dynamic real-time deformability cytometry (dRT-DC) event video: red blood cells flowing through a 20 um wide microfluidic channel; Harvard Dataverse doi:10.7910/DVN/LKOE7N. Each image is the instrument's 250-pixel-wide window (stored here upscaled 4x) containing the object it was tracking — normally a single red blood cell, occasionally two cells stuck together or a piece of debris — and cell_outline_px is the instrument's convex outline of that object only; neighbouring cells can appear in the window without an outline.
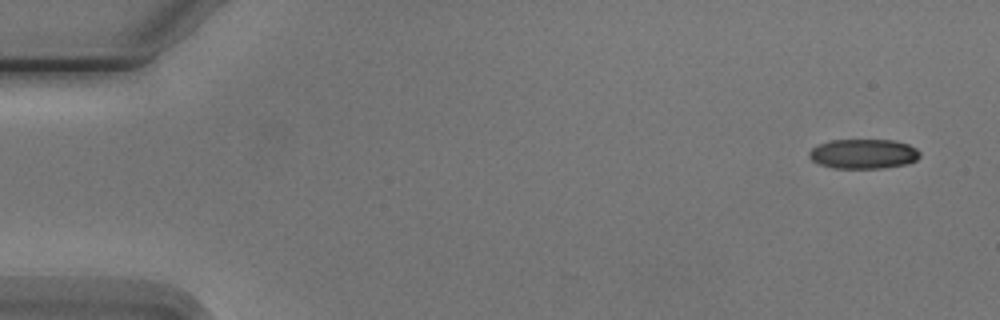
{"species": "Egyptian fruit bat (a non-hibernating species)", "species_latin": "Rousettus aegyptiacus", "temperature_condition": "cold", "stored_images_in_passage": 4, "camera_frame_rate_fps": 3000, "um_per_image_px": 0.085, "animal": {"sex": "male"}, "frame": {"image": 1, "passage_image": 1, "time_ms": 0.0, "image_size_px": [1000, 320], "cell_outline_px": [[920, 156], [916, 160], [908, 164], [884, 168], [832, 168], [820, 164], [812, 160], [808, 156], [808, 152], [812, 148], [828, 140], [896, 140], [908, 144], [916, 148], [920, 152]], "centroid_in_image_um": [73.41, 13.08], "position_along_channel_um": 11.6, "area_um2": 19.31}}
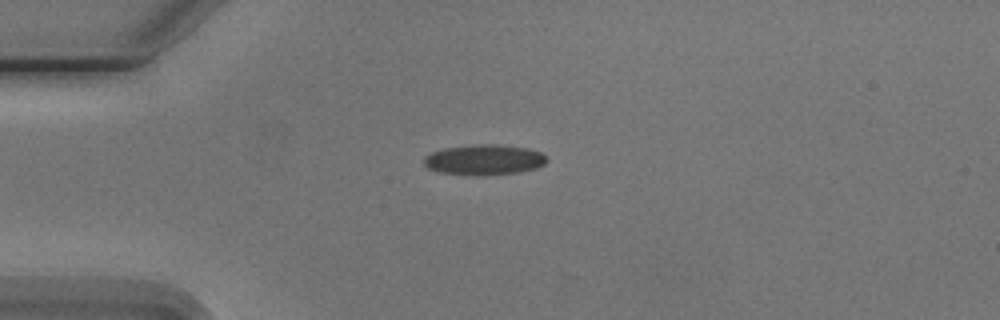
{"frame": {"image": 2, "passage_image": 4, "time_ms": 3.667, "image_size_px": [1000, 320], "cell_outline_px": [[548, 160], [544, 164], [536, 168], [520, 172], [436, 172], [428, 168], [424, 164], [424, 156], [432, 152], [444, 148], [472, 144], [496, 144], [528, 148], [540, 152]], "centroid_in_image_um": [41.15, 13.51], "position_along_channel_um": 43.8, "area_um2": 20.75}}